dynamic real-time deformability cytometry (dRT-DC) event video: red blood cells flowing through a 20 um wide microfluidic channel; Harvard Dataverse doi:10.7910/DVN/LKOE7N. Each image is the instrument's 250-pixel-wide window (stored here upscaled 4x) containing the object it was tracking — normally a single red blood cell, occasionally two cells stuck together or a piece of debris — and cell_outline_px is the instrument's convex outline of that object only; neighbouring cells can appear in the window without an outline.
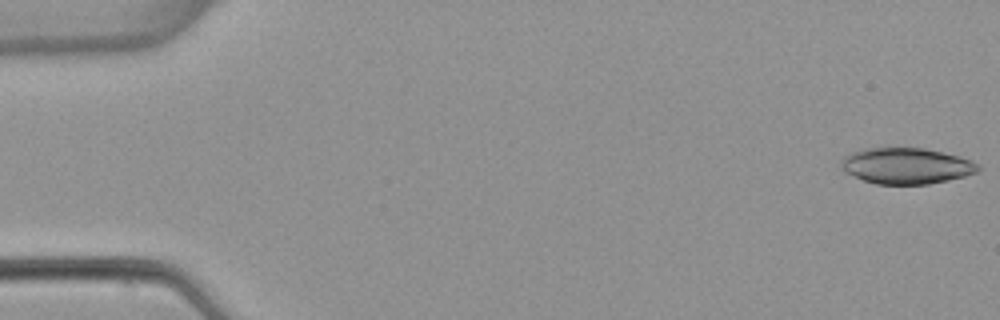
{"species": "common noctule bat (a hibernating species)", "species_latin": "Nyctalus noctula", "temperature_condition": "warm", "stored_images_in_passage": 5, "camera_frame_rate_fps": 3000, "um_per_image_px": 0.085, "animal": {"sex": "female", "body_mass_g": 22.7, "forearm_length_mm": 54.2}, "frame": {"image": 1, "passage_image": 1, "time_ms": 0.0, "image_size_px": [1000, 320], "cell_outline_px": [[980, 168], [976, 172], [964, 176], [948, 180], [928, 184], [876, 184], [864, 180], [844, 172], [840, 168], [840, 160], [844, 156], [852, 152], [864, 148], [884, 144], [924, 148], [960, 156], [972, 160], [980, 164]], "centroid_in_image_um": [76.98, 14.04], "position_along_channel_um": 8.0, "area_um2": 29.77}}
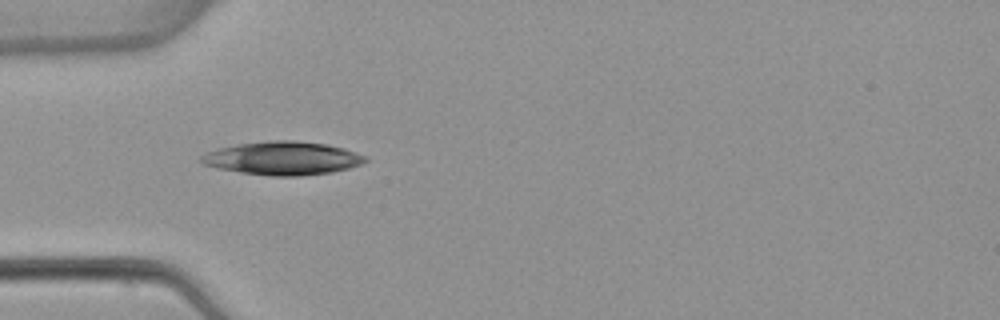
{"frame": {"image": 2, "passage_image": 4, "time_ms": 5.0, "image_size_px": [1000, 320], "cell_outline_px": [[368, 160], [360, 164], [348, 168], [332, 172], [300, 176], [272, 176], [240, 172], [216, 168], [204, 164], [200, 160], [200, 156], [208, 152], [220, 148], [236, 144], [272, 140], [292, 140], [328, 144], [344, 148], [368, 156]], "centroid_in_image_um": [24.06, 13.44], "position_along_channel_um": 60.9, "area_um2": 31.91}}
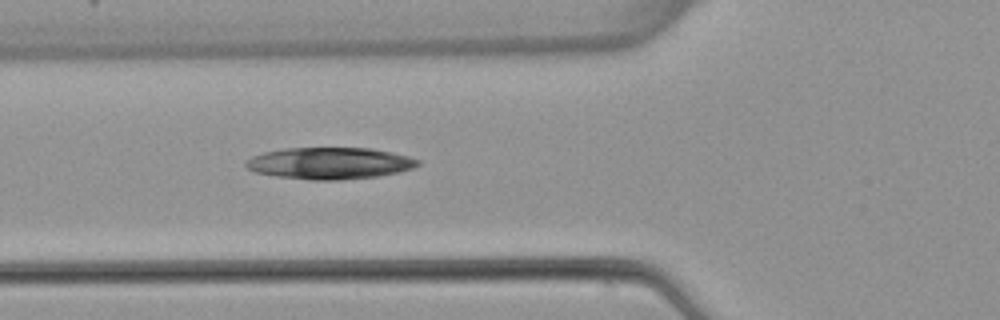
{"frame": {"image": 3, "passage_image": 5, "time_ms": 6.0, "image_size_px": [1000, 320], "cell_outline_px": [[420, 164], [412, 168], [400, 172], [376, 176], [340, 180], [308, 180], [276, 176], [256, 172], [248, 168], [244, 164], [244, 160], [252, 156], [264, 152], [284, 148], [372, 148], [392, 152], [408, 156], [420, 160]], "centroid_in_image_um": [28.01, 13.87], "position_along_channel_um": 97.8, "area_um2": 31.91}}